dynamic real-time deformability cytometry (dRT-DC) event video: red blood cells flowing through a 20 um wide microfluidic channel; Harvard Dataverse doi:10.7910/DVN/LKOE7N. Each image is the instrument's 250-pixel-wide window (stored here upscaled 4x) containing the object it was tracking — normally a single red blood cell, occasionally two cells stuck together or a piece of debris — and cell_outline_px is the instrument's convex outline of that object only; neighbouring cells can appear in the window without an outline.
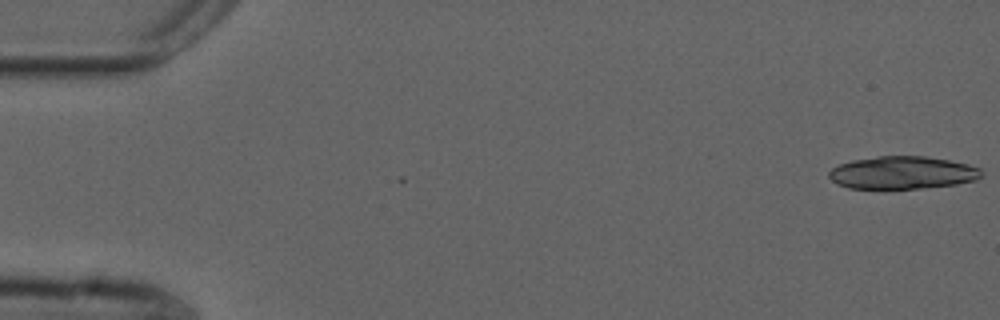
{"species": "common noctule bat (a hibernating species)", "species_latin": "Nyctalus noctula", "temperature_condition": "cold", "stored_images_in_passage": 19, "camera_frame_rate_fps": 3000, "um_per_image_px": 0.085, "animal": {"sex": "male", "forearm_length_mm": 52.5}, "frame": {"image": 1, "passage_image": 1, "time_ms": 0.0, "image_size_px": [1000, 320], "cell_outline_px": [[984, 172], [976, 180], [956, 184], [920, 188], [848, 188], [836, 184], [828, 176], [828, 172], [832, 168], [840, 164], [852, 160], [876, 156], [924, 156], [948, 160], [968, 164], [980, 168]], "centroid_in_image_um": [76.7, 14.67], "position_along_channel_um": 8.3, "area_um2": 29.02}}